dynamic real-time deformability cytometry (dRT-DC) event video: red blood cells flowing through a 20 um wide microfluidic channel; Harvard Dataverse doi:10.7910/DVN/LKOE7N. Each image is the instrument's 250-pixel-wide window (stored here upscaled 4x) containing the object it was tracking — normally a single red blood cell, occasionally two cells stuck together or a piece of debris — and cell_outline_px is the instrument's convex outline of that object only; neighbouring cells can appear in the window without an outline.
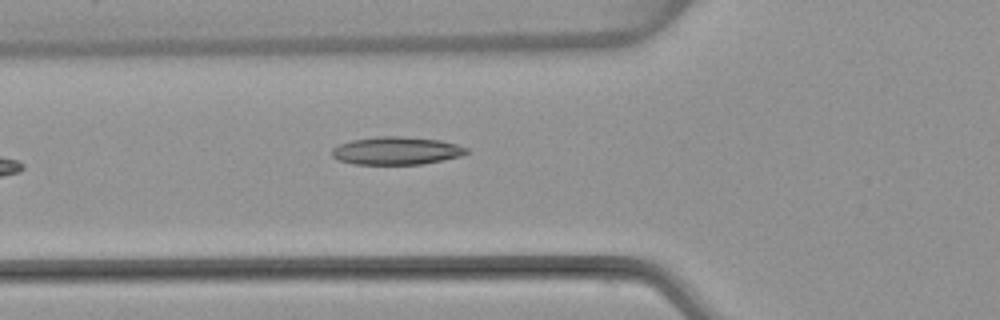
{"species": "common noctule bat (a hibernating species)", "species_latin": "Nyctalus noctula", "temperature_condition": "warm", "stored_images_in_passage": 5, "camera_frame_rate_fps": 3000, "um_per_image_px": 0.085, "animal": {"sex": "female", "body_mass_g": 22.7, "forearm_length_mm": 54.2}, "frame": {"image": 1, "passage_image": 5, "time_ms": 6.333, "image_size_px": [1000, 320], "cell_outline_px": [[468, 152], [460, 156], [420, 164], [352, 164], [340, 160], [332, 156], [332, 148], [340, 144], [352, 140], [376, 136], [400, 136], [440, 140], [456, 144], [468, 148]], "centroid_in_image_um": [33.67, 12.8], "position_along_channel_um": 92.1, "area_um2": 21.68}}